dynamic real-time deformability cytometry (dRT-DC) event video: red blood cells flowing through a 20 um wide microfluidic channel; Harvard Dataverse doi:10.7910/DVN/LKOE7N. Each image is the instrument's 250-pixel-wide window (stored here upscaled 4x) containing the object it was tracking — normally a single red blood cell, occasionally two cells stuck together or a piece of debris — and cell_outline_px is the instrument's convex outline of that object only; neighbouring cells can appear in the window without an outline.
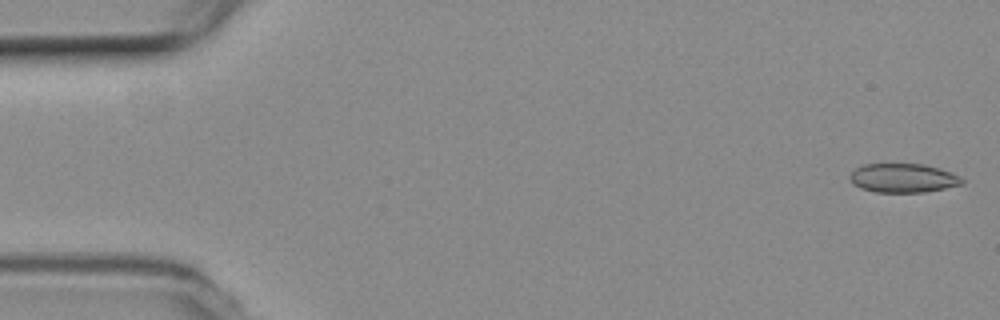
{"species": "common noctule bat (a hibernating species)", "species_latin": "Nyctalus noctula", "temperature_condition": "room temperature", "stored_images_in_passage": 15, "camera_frame_rate_fps": 3000, "um_per_image_px": 0.085, "animal": {"sex": "female", "body_mass_g": 19.3, "forearm_length_mm": 54.1}, "frame": {"image": 1, "passage_image": 1, "time_ms": 0.0, "image_size_px": [1000, 320], "cell_outline_px": [[964, 184], [924, 192], [876, 192], [860, 188], [852, 184], [848, 176], [856, 168], [864, 164], [924, 164], [960, 176], [964, 180]], "centroid_in_image_um": [76.73, 15.14], "position_along_channel_um": 8.3, "area_um2": 18.84}}
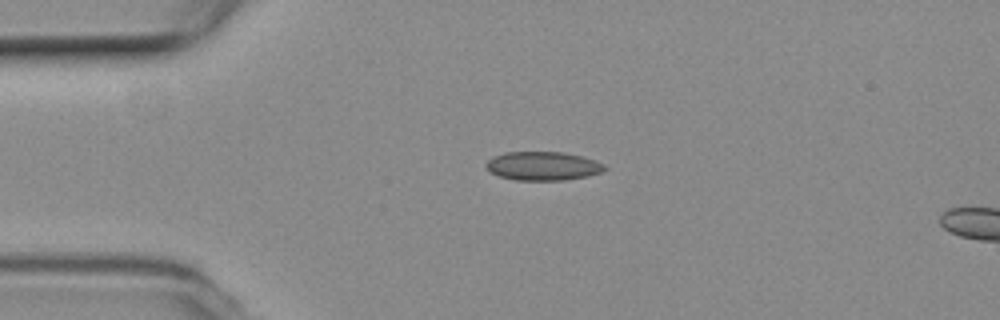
{"frame": {"image": 2, "passage_image": 12, "time_ms": 3.667, "image_size_px": [1000, 320], "cell_outline_px": [[608, 168], [600, 172], [588, 176], [564, 180], [516, 180], [500, 176], [488, 172], [484, 164], [492, 156], [504, 152], [560, 152], [580, 156], [596, 160], [604, 164]], "centroid_in_image_um": [46.11, 14.11], "position_along_channel_um": 38.9, "area_um2": 19.94}}